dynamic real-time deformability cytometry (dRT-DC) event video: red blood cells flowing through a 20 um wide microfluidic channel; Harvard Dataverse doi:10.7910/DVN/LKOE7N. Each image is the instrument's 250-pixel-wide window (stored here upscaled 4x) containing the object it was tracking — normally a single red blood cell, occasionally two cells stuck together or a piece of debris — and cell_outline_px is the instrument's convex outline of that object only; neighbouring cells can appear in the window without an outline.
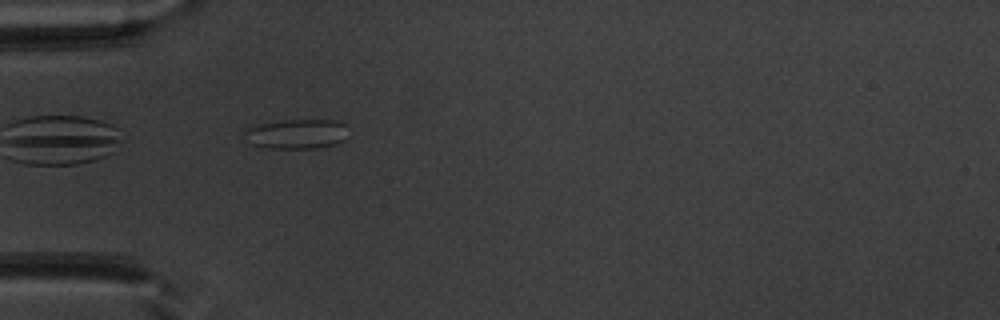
{"species": "common noctule bat (a hibernating species)", "species_latin": "Nyctalus noctula", "temperature_condition": "warm", "stored_images_in_passage": 38, "camera_frame_rate_fps": 3000, "um_per_image_px": 0.085, "animal": {"sex": "male", "body_mass_g": 20.1, "forearm_length_mm": 53.5}, "frame": {"image": 1, "passage_image": 3, "time_ms": 0.667, "image_size_px": [1000, 320], "cell_outline_px": [[344, 140], [336, 144], [316, 148], [268, 148], [252, 144], [244, 132], [252, 124], [280, 120], [332, 120], [344, 124]], "centroid_in_image_um": [25.16, 11.37], "position_along_channel_um": 59.8, "area_um2": 17.74}}
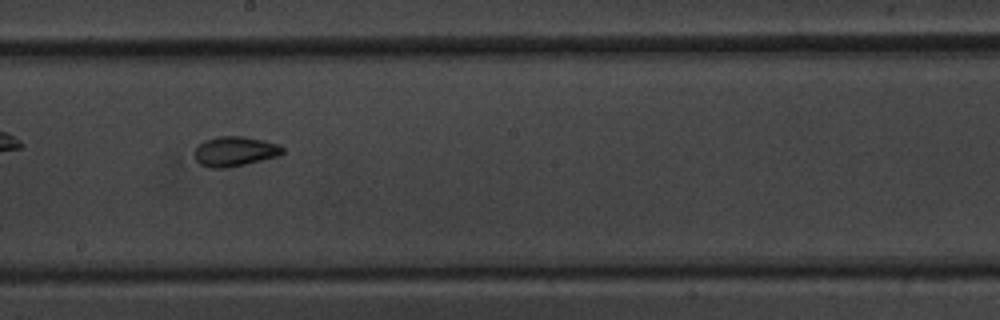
{"frame": {"image": 2, "passage_image": 16, "time_ms": 5.0, "image_size_px": [1000, 320], "cell_outline_px": [[284, 152], [276, 156], [228, 168], [208, 168], [200, 164], [196, 160], [196, 148], [204, 140], [220, 136], [244, 136], [264, 140], [276, 144], [284, 148]], "centroid_in_image_um": [19.94, 12.86], "position_along_channel_um": 228.3, "area_um2": 15.09}}
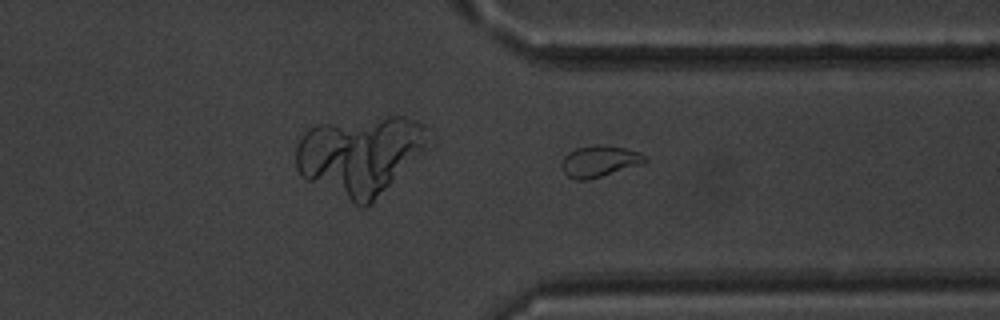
{"frame": {"image": 3, "passage_image": 26, "time_ms": 8.333, "image_size_px": [1000, 320], "cell_outline_px": [[648, 160], [640, 164], [588, 180], [576, 180], [568, 176], [564, 172], [564, 156], [568, 152], [576, 148], [596, 144], [600, 144], [624, 148], [640, 152]], "centroid_in_image_um": [50.95, 13.69], "position_along_channel_um": 360.4, "area_um2": 14.85}, "authors_computed_cell_mechanics": {"area_um2": 15.317, "velocity_mm_per_s": 3.9682, "shape_relaxation_time_tau1_ms": null, "shape_relaxation_time_tau2_ms": 1.5034, "deformation_change_tau1": null, "deformation_change_tau2": 0.0752}}